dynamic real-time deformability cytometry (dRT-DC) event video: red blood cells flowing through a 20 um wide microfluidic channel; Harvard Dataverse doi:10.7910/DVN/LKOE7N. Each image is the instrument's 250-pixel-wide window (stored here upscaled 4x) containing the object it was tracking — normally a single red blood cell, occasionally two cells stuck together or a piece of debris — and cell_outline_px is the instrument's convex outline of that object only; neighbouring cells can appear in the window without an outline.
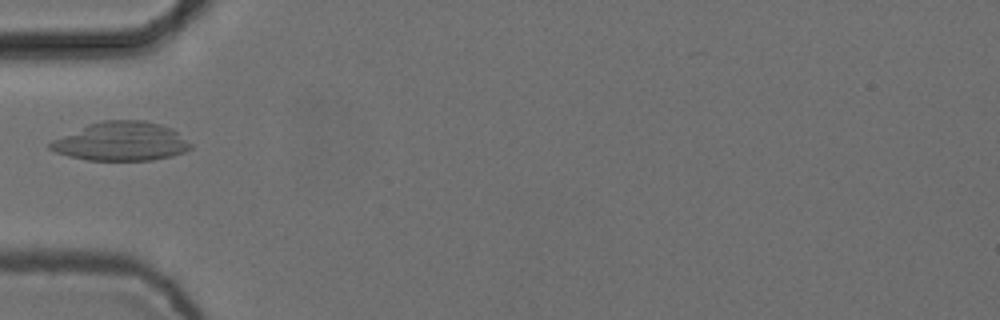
{"species": "common noctule bat (a hibernating species)", "species_latin": "Nyctalus noctula", "temperature_condition": "cold", "stored_images_in_passage": 1, "camera_frame_rate_fps": 3000, "um_per_image_px": 0.085, "animal": {"sex": "female", "body_mass_g": 24.6, "forearm_length_mm": 56.2}, "frame": {"image": 1, "passage_image": 1, "time_ms": 0.0, "image_size_px": [1000, 320], "cell_outline_px": [[192, 148], [184, 152], [172, 156], [152, 160], [88, 160], [68, 156], [56, 152], [48, 148], [48, 144], [52, 140], [88, 124], [104, 120], [144, 120], [160, 124], [176, 132], [192, 144]], "centroid_in_image_um": [10.28, 12.02], "position_along_channel_um": 74.7, "area_um2": 31.62}}